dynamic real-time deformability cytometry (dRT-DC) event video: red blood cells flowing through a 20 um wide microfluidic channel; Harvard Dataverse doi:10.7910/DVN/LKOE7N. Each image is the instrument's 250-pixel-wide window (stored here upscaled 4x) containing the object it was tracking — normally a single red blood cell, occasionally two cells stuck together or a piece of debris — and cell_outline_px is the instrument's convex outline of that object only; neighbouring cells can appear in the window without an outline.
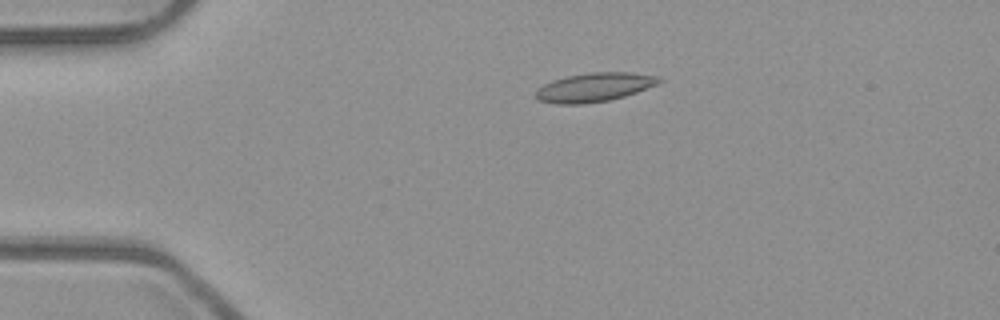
{"species": "common noctule bat (a hibernating species)", "species_latin": "Nyctalus noctula", "temperature_condition": "room temperature", "stored_images_in_passage": 2, "camera_frame_rate_fps": 3000, "um_per_image_px": 0.085, "animal": {"sex": "male", "body_mass_g": 23.1, "forearm_length_mm": 52.7}, "frame": {"image": 1, "passage_image": 1, "time_ms": 0.0, "image_size_px": [1000, 320], "cell_outline_px": [[664, 80], [660, 84], [624, 96], [608, 100], [584, 104], [556, 104], [540, 100], [536, 96], [536, 88], [552, 80], [568, 76], [588, 72], [628, 72], [660, 76]], "centroid_in_image_um": [50.56, 7.41], "position_along_channel_um": 34.4, "area_um2": 20.87}}